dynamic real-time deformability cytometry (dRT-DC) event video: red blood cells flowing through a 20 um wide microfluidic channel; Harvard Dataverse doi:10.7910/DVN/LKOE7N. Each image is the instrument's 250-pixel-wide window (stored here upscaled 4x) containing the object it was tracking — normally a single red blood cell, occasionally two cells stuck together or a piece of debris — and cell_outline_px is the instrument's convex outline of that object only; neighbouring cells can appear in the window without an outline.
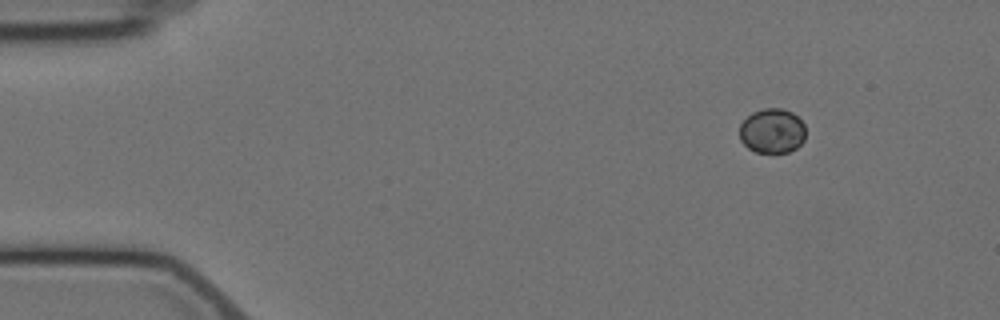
{"species": "Egyptian fruit bat (a non-hibernating species)", "species_latin": "Rousettus aegyptiacus", "temperature_condition": "cold", "stored_images_in_passage": 5, "camera_frame_rate_fps": 3000, "um_per_image_px": 0.085, "animal": {"sex": "female"}, "frame": {"image": 1, "passage_image": 1, "time_ms": 0.0, "image_size_px": [1000, 320], "cell_outline_px": [[804, 140], [796, 148], [788, 152], [756, 152], [748, 148], [740, 140], [740, 124], [752, 112], [764, 108], [780, 108], [792, 112], [804, 124]], "centroid_in_image_um": [65.62, 11.12], "position_along_channel_um": 19.4, "area_um2": 17.11}}
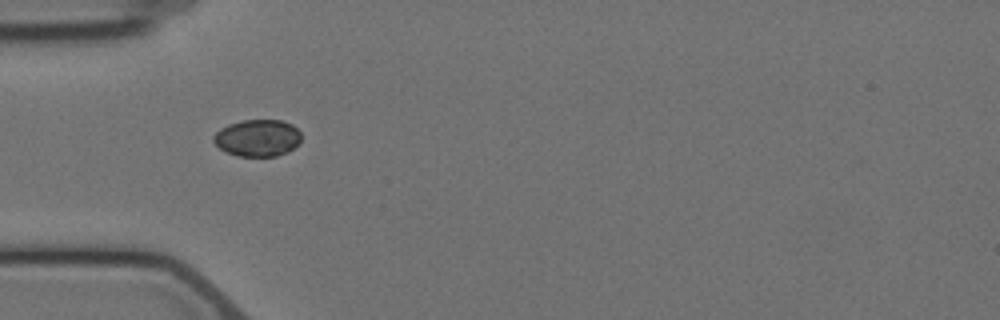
{"frame": {"image": 2, "passage_image": 4, "time_ms": 3.667, "image_size_px": [1000, 320], "cell_outline_px": [[300, 140], [292, 148], [276, 156], [236, 156], [220, 148], [212, 140], [212, 136], [220, 128], [228, 124], [244, 120], [280, 120], [292, 124], [300, 132]], "centroid_in_image_um": [21.85, 11.71], "position_along_channel_um": 63.1, "area_um2": 18.67}}
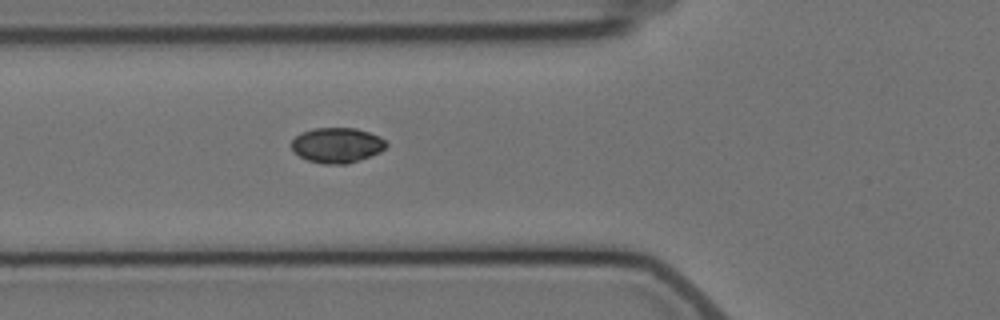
{"frame": {"image": 3, "passage_image": 5, "time_ms": 4.667, "image_size_px": [1000, 320], "cell_outline_px": [[388, 144], [380, 152], [348, 164], [324, 164], [308, 160], [300, 156], [292, 148], [292, 140], [300, 132], [312, 128], [356, 128], [380, 136]], "centroid_in_image_um": [28.64, 12.33], "position_along_channel_um": 97.2, "area_um2": 19.36}}